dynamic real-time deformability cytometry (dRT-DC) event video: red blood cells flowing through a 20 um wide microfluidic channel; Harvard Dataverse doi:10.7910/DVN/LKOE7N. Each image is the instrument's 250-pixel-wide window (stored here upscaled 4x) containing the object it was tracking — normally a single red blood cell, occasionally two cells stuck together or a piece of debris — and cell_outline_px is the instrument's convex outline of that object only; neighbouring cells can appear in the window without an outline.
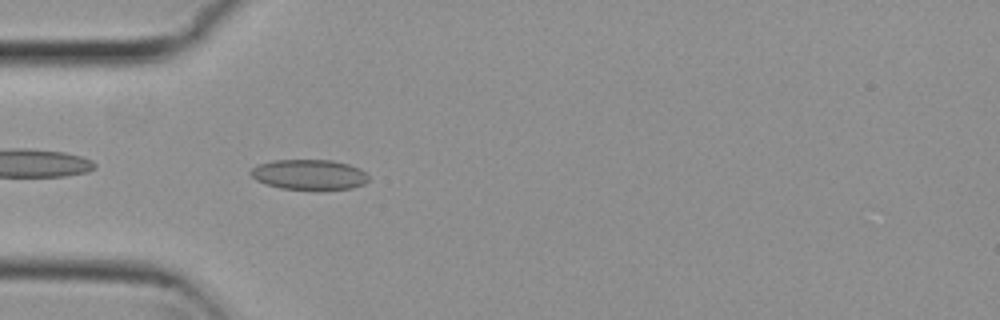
{"species": "common noctule bat (a hibernating species)", "species_latin": "Nyctalus noctula", "temperature_condition": "cold", "stored_images_in_passage": 40, "camera_frame_rate_fps": 3000, "um_per_image_px": 0.085, "animal": {"sex": "female", "body_mass_g": 29.2, "forearm_length_mm": 56.3}, "frame": {"image": 1, "passage_image": 2, "time_ms": 0.333, "image_size_px": [1000, 320], "cell_outline_px": [[368, 180], [364, 184], [352, 188], [320, 192], [280, 188], [264, 184], [256, 180], [248, 172], [256, 164], [272, 160], [332, 160], [348, 164], [360, 168], [368, 176]], "centroid_in_image_um": [26.26, 14.87], "position_along_channel_um": 58.7, "area_um2": 21.56}}
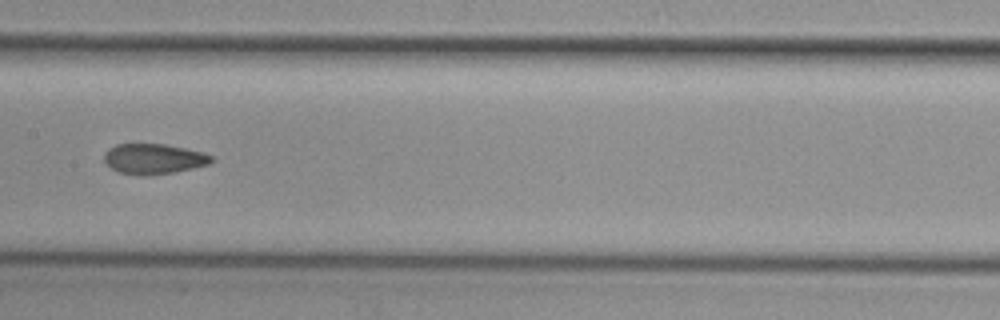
{"frame": {"image": 2, "passage_image": 13, "time_ms": 4.0, "image_size_px": [1000, 320], "cell_outline_px": [[212, 160], [208, 164], [192, 168], [172, 172], [144, 176], [140, 176], [116, 172], [104, 160], [104, 152], [108, 148], [116, 144], [164, 144], [204, 152], [212, 156]], "centroid_in_image_um": [13.02, 13.5], "position_along_channel_um": 194.4, "area_um2": 18.9}}
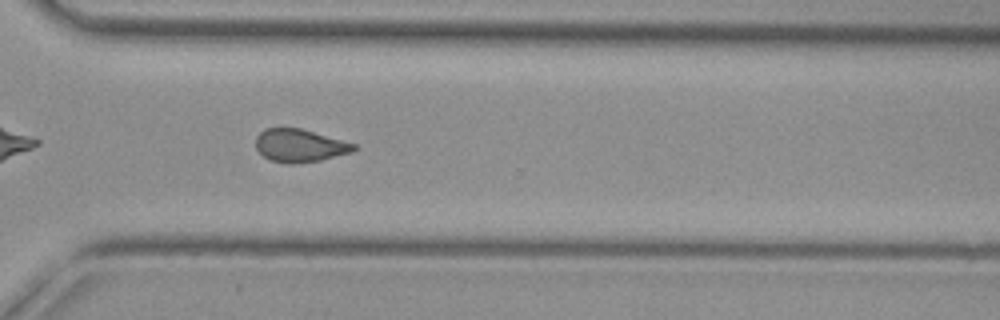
{"frame": {"image": 3, "passage_image": 25, "time_ms": 8.0, "image_size_px": [1000, 320], "cell_outline_px": [[356, 148], [352, 152], [320, 160], [296, 164], [284, 164], [272, 160], [264, 156], [256, 148], [256, 136], [264, 128], [300, 128], [356, 144]], "centroid_in_image_um": [25.46, 12.38], "position_along_channel_um": 345.1, "area_um2": 18.73}, "authors_computed_cell_mechanics": {"area_um2": 19.1896, "velocity_mm_per_s": 3.7827, "shape_relaxation_time_tau1_ms": null, "shape_relaxation_time_tau2_ms": 1.8548, "deformation_change_tau1": null, "deformation_change_tau2": 0.0702}}